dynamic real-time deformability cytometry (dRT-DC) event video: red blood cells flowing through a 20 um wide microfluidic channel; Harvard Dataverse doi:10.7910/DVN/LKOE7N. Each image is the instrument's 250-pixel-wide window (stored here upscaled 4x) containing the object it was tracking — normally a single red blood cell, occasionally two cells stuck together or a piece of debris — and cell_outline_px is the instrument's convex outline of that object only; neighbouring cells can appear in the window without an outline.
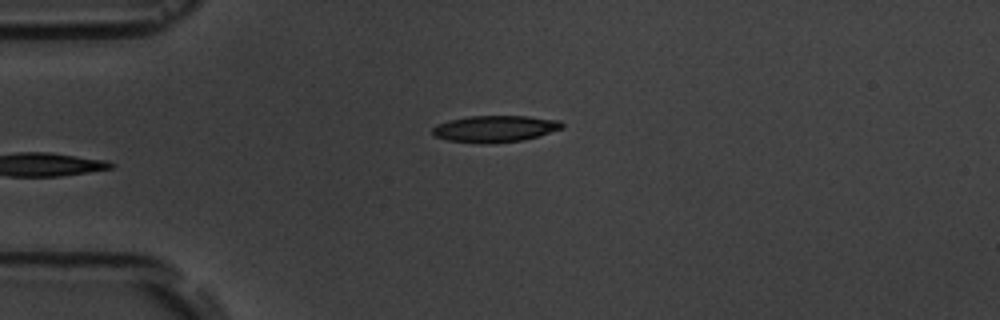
{"species": "common noctule bat (a hibernating species)", "species_latin": "Nyctalus noctula", "temperature_condition": "room temperature", "stored_images_in_passage": 5, "camera_frame_rate_fps": 3000, "um_per_image_px": 0.085, "animal": {"sex": "male", "body_mass_g": 19.5, "forearm_length_mm": 54.6}, "frame": {"image": 1, "passage_image": 5, "time_ms": 4.667, "image_size_px": [1000, 320], "cell_outline_px": [[564, 128], [524, 140], [488, 144], [448, 140], [436, 136], [432, 132], [432, 128], [436, 124], [448, 120], [468, 116], [528, 116], [560, 120], [564, 124]], "centroid_in_image_um": [42.09, 10.94], "position_along_channel_um": 42.9, "area_um2": 20.17}}